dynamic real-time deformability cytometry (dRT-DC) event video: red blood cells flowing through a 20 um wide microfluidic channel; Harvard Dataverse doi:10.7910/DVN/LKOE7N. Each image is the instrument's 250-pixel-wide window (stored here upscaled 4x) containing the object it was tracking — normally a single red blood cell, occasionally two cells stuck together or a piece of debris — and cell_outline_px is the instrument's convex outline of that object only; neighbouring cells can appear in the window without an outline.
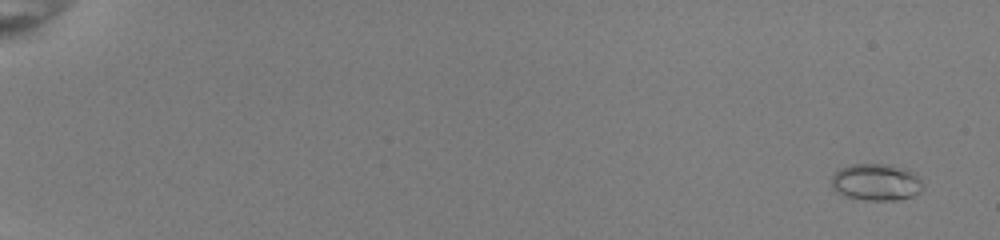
{"species": "common noctule bat (a hibernating species)", "species_latin": "Nyctalus noctula", "temperature_condition": "room temperature", "stored_images_in_passage": 18, "camera_frame_rate_fps": 3000, "um_per_image_px": 0.085, "animal": {"sex": "female", "body_mass_g": 22.0, "forearm_length_mm": 56.7}, "frame": {"image": 1, "passage_image": 3, "time_ms": 0.667, "image_size_px": [1000, 240], "cell_outline_px": [[924, 188], [920, 192], [912, 196], [900, 200], [864, 200], [848, 196], [836, 192], [832, 188], [832, 176], [840, 168], [852, 164], [892, 164], [908, 168], [916, 172], [924, 184]], "centroid_in_image_um": [74.54, 15.47], "position_along_channel_um": 10.5, "area_um2": 20.06}}